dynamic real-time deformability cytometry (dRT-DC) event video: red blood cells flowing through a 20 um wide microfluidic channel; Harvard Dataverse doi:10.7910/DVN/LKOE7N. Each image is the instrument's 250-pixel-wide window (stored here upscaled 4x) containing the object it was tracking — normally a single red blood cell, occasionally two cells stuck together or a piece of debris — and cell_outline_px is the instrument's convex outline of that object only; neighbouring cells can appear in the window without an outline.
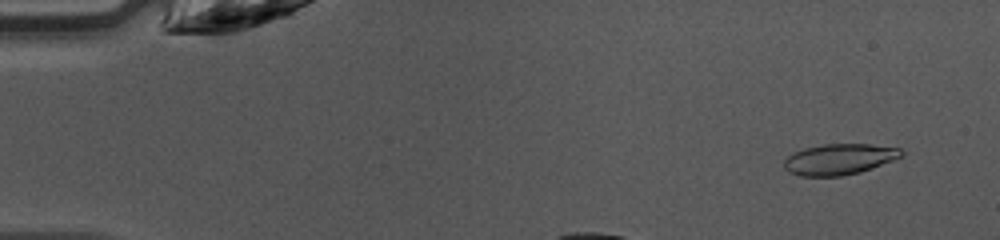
{"species": "common noctule bat (a hibernating species)", "species_latin": "Nyctalus noctula", "temperature_condition": "warm", "stored_images_in_passage": 38, "camera_frame_rate_fps": 3000, "um_per_image_px": 0.085, "animal": {"sex": "female", "body_mass_g": 10.0, "forearm_length_mm": 53.1}, "frame": {"image": 1, "passage_image": 4, "time_ms": 1.0, "image_size_px": [1000, 240], "cell_outline_px": [[904, 156], [872, 168], [860, 172], [840, 176], [800, 176], [788, 172], [784, 168], [784, 160], [792, 152], [804, 148], [824, 144], [868, 144], [900, 148], [904, 152]], "centroid_in_image_um": [71.33, 13.53], "position_along_channel_um": 13.7, "area_um2": 21.21}}
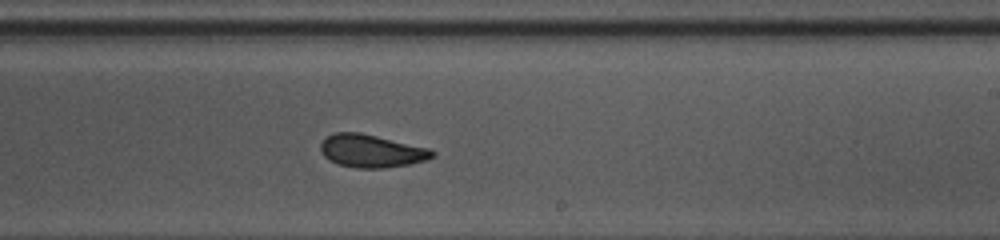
{"frame": {"image": 2, "passage_image": 23, "time_ms": 7.333, "image_size_px": [1000, 240], "cell_outline_px": [[436, 156], [428, 160], [408, 164], [384, 168], [356, 168], [340, 164], [328, 160], [320, 152], [320, 144], [328, 136], [336, 132], [360, 132], [428, 148], [436, 152]], "centroid_in_image_um": [31.58, 12.84], "position_along_channel_um": 257.4, "area_um2": 21.39}}
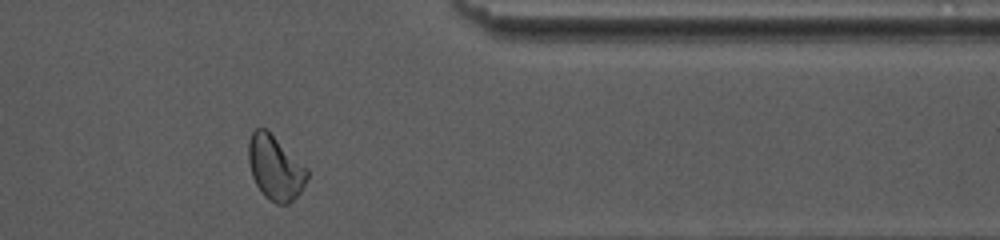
{"frame": {"image": 3, "passage_image": 33, "time_ms": 10.667, "image_size_px": [1000, 240], "cell_outline_px": [[308, 176], [300, 192], [288, 204], [276, 204], [264, 196], [256, 184], [252, 176], [248, 160], [248, 140], [252, 132], [256, 128], [268, 128], [308, 168]], "centroid_in_image_um": [23.39, 14.22], "position_along_channel_um": 388.0, "area_um2": 22.31}, "authors_computed_cell_mechanics": {"area_um2": 21.386, "velocity_mm_per_s": 4.2477, "shape_relaxation_time_tau1_ms": 3.5852, "shape_relaxation_time_tau2_ms": 1.3309, "deformation_change_tau1": 0.1256, "deformation_change_tau2": 0.0553}}